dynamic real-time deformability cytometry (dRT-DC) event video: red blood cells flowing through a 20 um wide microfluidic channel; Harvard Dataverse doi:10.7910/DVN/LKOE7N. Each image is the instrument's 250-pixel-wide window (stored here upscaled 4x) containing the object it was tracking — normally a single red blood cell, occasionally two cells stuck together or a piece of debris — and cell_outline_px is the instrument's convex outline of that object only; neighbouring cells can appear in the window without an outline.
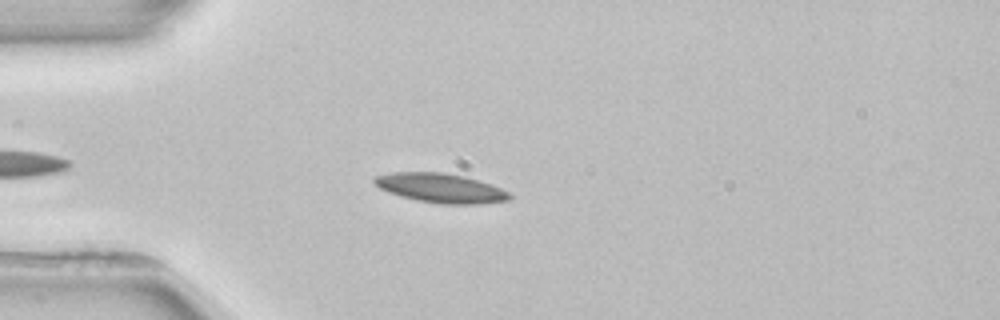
{"species": "common noctule bat (a hibernating species)", "species_latin": "Nyctalus noctula", "temperature_condition": "room temperature", "stored_images_in_passage": 3, "camera_frame_rate_fps": 3000, "um_per_image_px": 0.085, "animal": {"sex": "female", "body_mass_g": 22.7, "forearm_length_mm": 54.2}, "frame": {"image": 1, "passage_image": 3, "time_ms": 2.667, "image_size_px": [1000, 320], "cell_outline_px": [[512, 196], [508, 200], [480, 204], [440, 204], [416, 200], [400, 196], [388, 192], [380, 188], [372, 180], [376, 176], [392, 172], [444, 172], [464, 176], [480, 180], [500, 188], [508, 192]], "centroid_in_image_um": [37.45, 15.98], "position_along_channel_um": 47.5, "area_um2": 23.12}}